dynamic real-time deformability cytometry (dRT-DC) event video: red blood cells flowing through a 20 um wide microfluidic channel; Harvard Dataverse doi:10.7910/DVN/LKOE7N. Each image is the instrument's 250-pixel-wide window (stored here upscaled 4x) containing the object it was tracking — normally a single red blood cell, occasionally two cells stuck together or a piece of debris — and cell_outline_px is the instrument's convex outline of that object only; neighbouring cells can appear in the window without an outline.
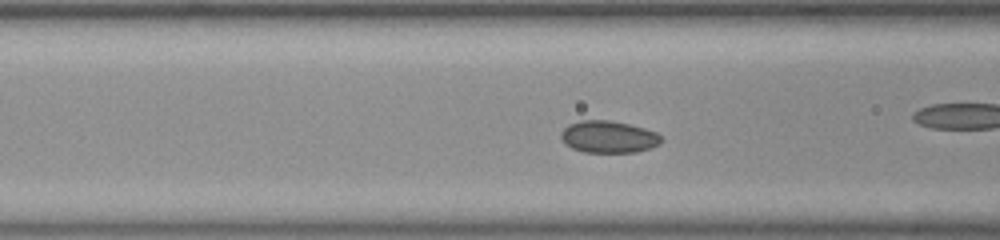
{"species": "common noctule bat (a hibernating species)", "species_latin": "Nyctalus noctula", "temperature_condition": "room temperature", "stored_images_in_passage": 47, "camera_frame_rate_fps": 3000, "um_per_image_px": 0.085, "animal": {"sex": "female", "body_mass_g": 23.0, "forearm_length_mm": 53.4}, "frame": {"image": 1, "passage_image": 14, "time_ms": 4.333, "image_size_px": [1000, 240], "cell_outline_px": [[660, 144], [636, 152], [584, 152], [572, 148], [564, 144], [560, 136], [560, 132], [568, 124], [580, 120], [608, 120], [628, 124], [644, 128], [656, 132], [660, 136]], "centroid_in_image_um": [51.67, 11.63], "position_along_channel_um": 114.9, "area_um2": 18.67}}
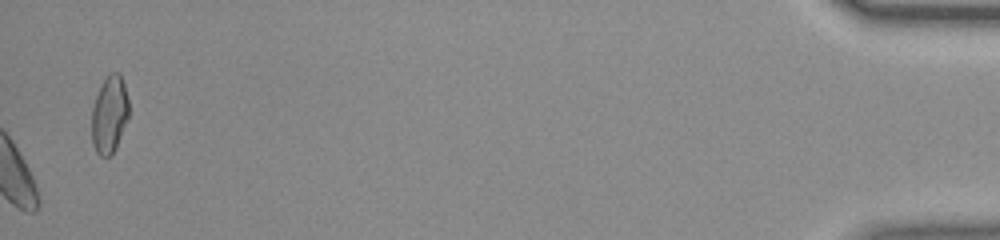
{"frame": {"image": 2, "passage_image": 47, "time_ms": 15.333, "image_size_px": [1000, 240], "cell_outline_px": [[128, 116], [116, 144], [112, 152], [108, 156], [100, 156], [96, 152], [92, 140], [92, 108], [96, 96], [104, 80], [112, 72], [120, 72], [124, 84], [128, 100]], "centroid_in_image_um": [9.29, 9.7], "position_along_channel_um": 425.9, "area_um2": 16.18}, "authors_computed_cell_mechanics": {"area_um2": 18.8428, "velocity_mm_per_s": 3.9041, "shape_relaxation_time_tau1_ms": null, "shape_relaxation_time_tau2_ms": 9.8586, "deformation_change_tau1": null, "deformation_change_tau2": 0.1095}}